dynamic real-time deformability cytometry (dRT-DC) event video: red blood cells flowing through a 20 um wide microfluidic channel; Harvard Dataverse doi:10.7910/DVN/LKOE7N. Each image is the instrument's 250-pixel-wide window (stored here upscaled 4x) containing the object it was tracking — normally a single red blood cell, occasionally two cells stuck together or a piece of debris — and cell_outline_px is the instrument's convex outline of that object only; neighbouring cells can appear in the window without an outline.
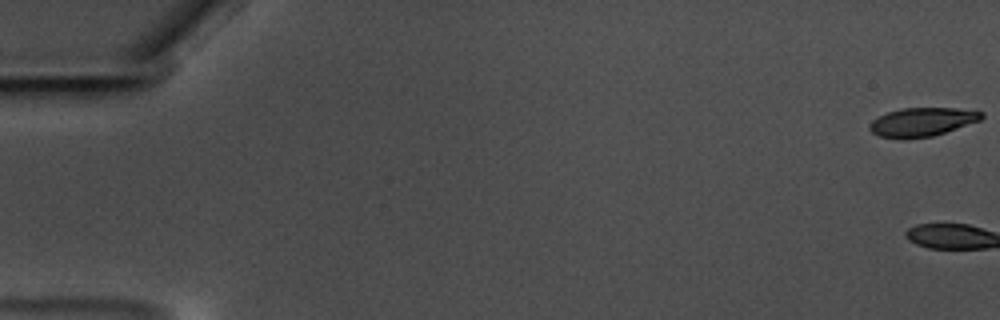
{"species": "common noctule bat (a hibernating species)", "species_latin": "Nyctalus noctula", "temperature_condition": "warm", "stored_images_in_passage": 3, "camera_frame_rate_fps": 3000, "um_per_image_px": 0.085, "animal": {"sex": "male", "body_mass_g": 17.5, "forearm_length_mm": 52.3}, "frame": {"image": 1, "passage_image": 1, "time_ms": 0.0, "image_size_px": [1000, 320], "cell_outline_px": [[984, 116], [980, 120], [932, 136], [880, 136], [872, 132], [868, 128], [868, 124], [872, 120], [888, 112], [900, 108], [956, 108], [984, 112]], "centroid_in_image_um": [78.4, 10.32], "position_along_channel_um": 6.6, "area_um2": 17.98}}